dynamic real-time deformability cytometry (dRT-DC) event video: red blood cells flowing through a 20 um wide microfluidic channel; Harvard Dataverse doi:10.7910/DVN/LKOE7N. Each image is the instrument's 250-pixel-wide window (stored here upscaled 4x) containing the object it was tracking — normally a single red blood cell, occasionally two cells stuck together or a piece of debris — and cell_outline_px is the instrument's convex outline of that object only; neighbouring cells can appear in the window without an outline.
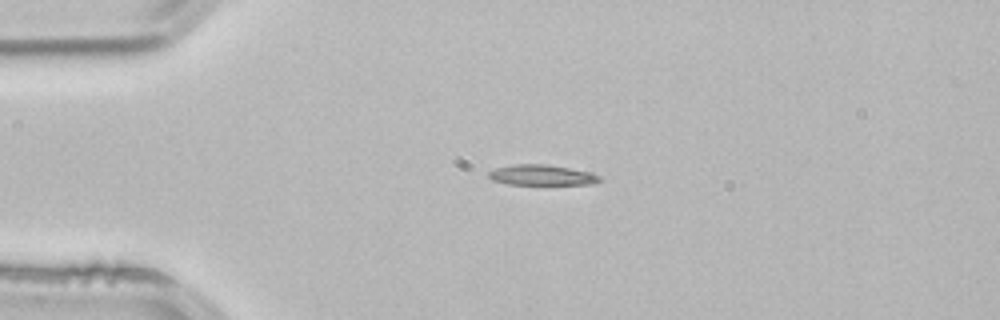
{"species": "common noctule bat (a hibernating species)", "species_latin": "Nyctalus noctula", "temperature_condition": "room temperature", "stored_images_in_passage": 1, "camera_frame_rate_fps": 3000, "um_per_image_px": 0.085, "animal": {"sex": "male", "body_mass_g": 21.5, "forearm_length_mm": 52.0}, "frame": {"image": 1, "passage_image": 1, "time_ms": 0.0, "image_size_px": [1000, 320], "cell_outline_px": [[604, 180], [592, 184], [508, 184], [492, 180], [488, 176], [488, 172], [496, 168], [516, 164], [544, 164], [568, 168], [588, 172], [600, 176]], "centroid_in_image_um": [46.05, 14.89], "position_along_channel_um": 38.9, "area_um2": 13.06}}